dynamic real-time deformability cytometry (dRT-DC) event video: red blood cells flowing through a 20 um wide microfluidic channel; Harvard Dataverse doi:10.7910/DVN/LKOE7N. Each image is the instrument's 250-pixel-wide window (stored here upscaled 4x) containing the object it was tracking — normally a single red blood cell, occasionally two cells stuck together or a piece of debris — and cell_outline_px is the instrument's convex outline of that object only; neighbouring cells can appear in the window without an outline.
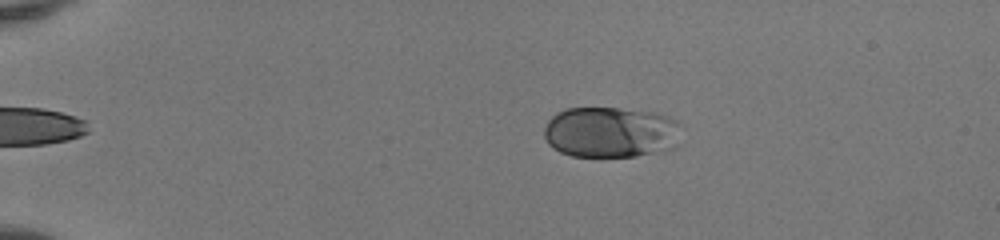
{"species": "human", "species_latin": "Homo sapiens", "temperature_condition": "room temperature", "stored_images_in_passage": 51, "camera_frame_rate_fps": 3000, "um_per_image_px": 0.085, "donor": {"sex": "female"}, "frame": {"image": 1, "passage_image": 11, "time_ms": 3.333, "image_size_px": [1000, 240], "cell_outline_px": [[684, 128], [680, 144], [676, 148], [664, 152], [636, 156], [600, 160], [572, 156], [560, 152], [552, 148], [548, 144], [544, 136], [544, 128], [548, 120], [556, 112], [564, 108], [620, 108], [656, 112], [680, 120]], "centroid_in_image_um": [52.01, 11.28], "position_along_channel_um": 33.0, "area_um2": 43.0}}
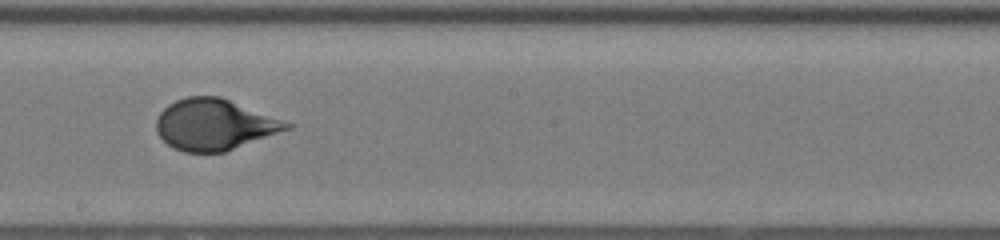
{"frame": {"image": 2, "passage_image": 31, "time_ms": 10.0, "image_size_px": [1000, 240], "cell_outline_px": [[292, 128], [224, 152], [184, 152], [172, 148], [156, 132], [156, 120], [160, 112], [168, 104], [176, 100], [188, 96], [220, 96], [292, 124]], "centroid_in_image_um": [18.18, 10.59], "position_along_channel_um": 230.0, "area_um2": 38.49}}
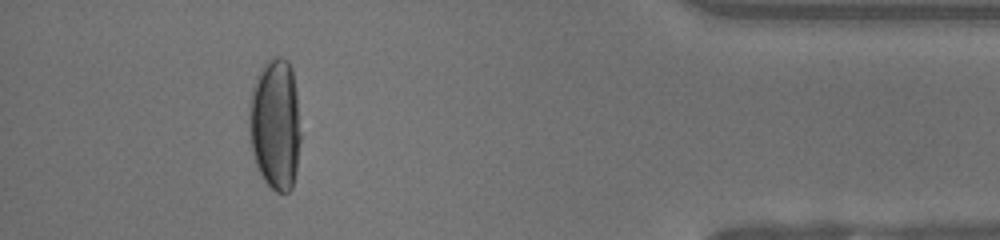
{"frame": {"image": 3, "passage_image": 47, "time_ms": 15.333, "image_size_px": [1000, 240], "cell_outline_px": [[300, 140], [296, 172], [292, 188], [288, 192], [276, 192], [264, 180], [256, 164], [252, 152], [248, 132], [248, 108], [252, 88], [256, 76], [264, 64], [268, 60], [276, 56], [280, 56], [288, 60], [292, 68], [296, 92], [300, 132]], "centroid_in_image_um": [23.38, 10.54], "position_along_channel_um": 411.8, "area_um2": 39.82}, "authors_computed_cell_mechanics": {"area_um2": 39.8242, "velocity_mm_per_s": 4.1376, "shape_relaxation_time_tau1_ms": 5.6395, "shape_relaxation_time_tau2_ms": null, "deformation_change_tau1": 0.209, "deformation_change_tau2": null}}